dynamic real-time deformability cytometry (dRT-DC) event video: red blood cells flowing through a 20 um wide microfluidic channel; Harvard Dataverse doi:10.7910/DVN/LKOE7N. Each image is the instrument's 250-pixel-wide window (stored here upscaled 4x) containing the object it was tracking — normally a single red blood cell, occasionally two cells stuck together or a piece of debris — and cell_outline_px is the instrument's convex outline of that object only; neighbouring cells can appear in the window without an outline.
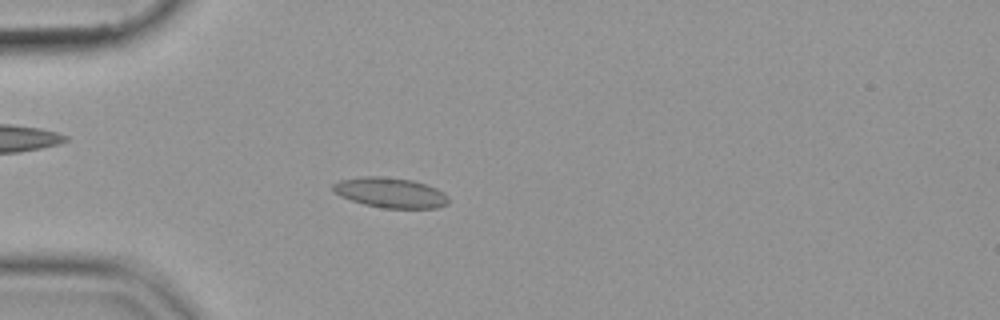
{"species": "common noctule bat (a hibernating species)", "species_latin": "Nyctalus noctula", "temperature_condition": "cold", "stored_images_in_passage": 46, "camera_frame_rate_fps": 3000, "um_per_image_px": 0.085, "animal": {"sex": "female", "body_mass_g": 19.9}, "frame": {"image": 1, "passage_image": 7, "time_ms": 2.0, "image_size_px": [1000, 320], "cell_outline_px": [[448, 204], [436, 208], [384, 208], [364, 204], [340, 196], [332, 192], [332, 184], [340, 180], [364, 176], [380, 176], [412, 180], [436, 188], [444, 192], [448, 196]], "centroid_in_image_um": [33.17, 16.38], "position_along_channel_um": 51.8, "area_um2": 20.29}}
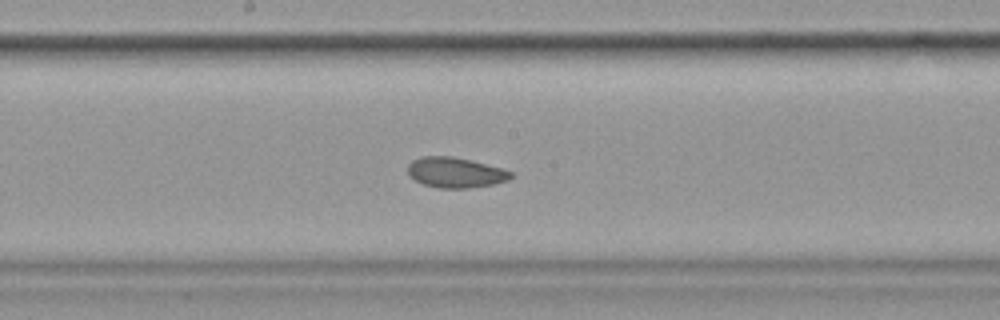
{"frame": {"image": 2, "passage_image": 21, "time_ms": 6.667, "image_size_px": [1000, 320], "cell_outline_px": [[512, 176], [508, 180], [492, 184], [468, 188], [436, 188], [424, 184], [408, 176], [408, 164], [412, 160], [420, 156], [452, 156], [472, 160], [500, 168], [512, 172]], "centroid_in_image_um": [38.66, 14.65], "position_along_channel_um": 209.5, "area_um2": 18.21}}
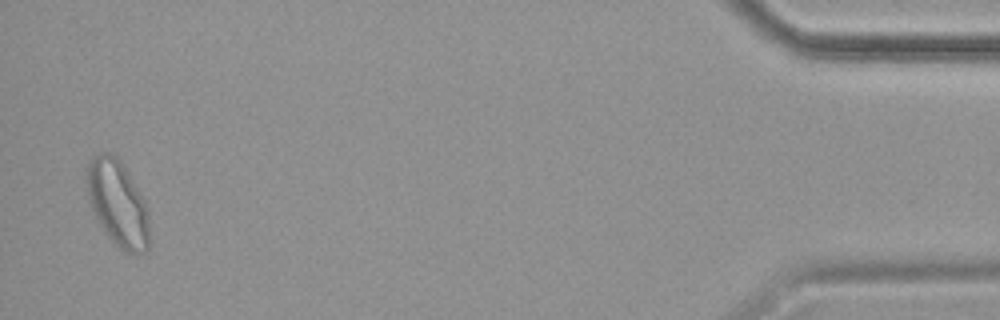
{"frame": {"image": 3, "passage_image": 45, "time_ms": 14.667, "image_size_px": [1000, 320], "cell_outline_px": [[148, 248], [144, 252], [120, 252], [104, 232], [96, 220], [88, 200], [84, 168], [88, 160], [92, 156], [100, 152], [112, 152], [120, 160], [128, 172], [144, 200], [148, 208]], "centroid_in_image_um": [9.94, 17.25], "position_along_channel_um": 425.3, "area_um2": 32.02}}